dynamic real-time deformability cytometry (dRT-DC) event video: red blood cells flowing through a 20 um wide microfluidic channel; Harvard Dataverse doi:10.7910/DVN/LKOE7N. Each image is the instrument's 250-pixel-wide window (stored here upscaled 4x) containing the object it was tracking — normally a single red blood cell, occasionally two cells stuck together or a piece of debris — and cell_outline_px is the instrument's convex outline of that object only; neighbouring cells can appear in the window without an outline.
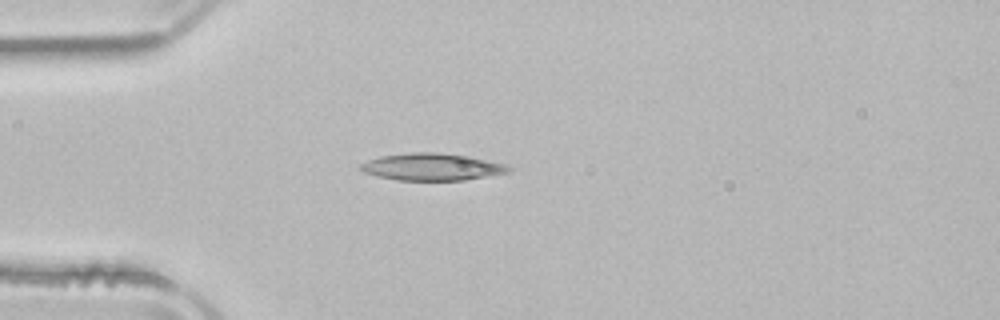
{"species": "common noctule bat (a hibernating species)", "species_latin": "Nyctalus noctula", "temperature_condition": "room temperature", "stored_images_in_passage": 38, "camera_frame_rate_fps": 3000, "um_per_image_px": 0.085, "animal": {"sex": "male", "body_mass_g": 21.5, "forearm_length_mm": 52.0}, "frame": {"image": 1, "passage_image": 1, "time_ms": 0.0, "image_size_px": [1000, 320], "cell_outline_px": [[512, 172], [464, 180], [396, 180], [376, 176], [364, 172], [360, 168], [360, 164], [368, 160], [380, 156], [408, 152], [436, 152], [468, 156], [508, 164], [512, 168]], "centroid_in_image_um": [36.75, 14.18], "position_along_channel_um": 48.3, "area_um2": 23.58}}
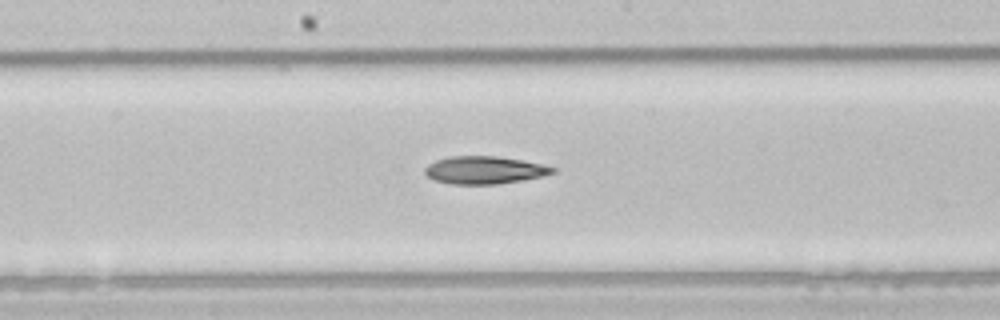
{"frame": {"image": 2, "passage_image": 14, "time_ms": 4.333, "image_size_px": [1000, 320], "cell_outline_px": [[556, 172], [524, 180], [496, 184], [452, 184], [436, 180], [428, 176], [424, 172], [424, 168], [428, 164], [436, 160], [452, 156], [496, 156], [520, 160], [540, 164], [556, 168]], "centroid_in_image_um": [41.16, 14.45], "position_along_channel_um": 207.0, "area_um2": 20.35}}
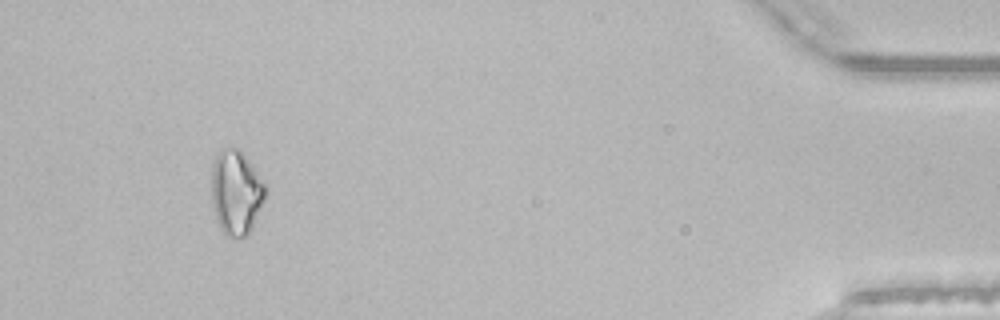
{"frame": {"image": 3, "passage_image": 35, "time_ms": 11.333, "image_size_px": [1000, 320], "cell_outline_px": [[268, 188], [264, 200], [248, 232], [244, 236], [232, 240], [220, 228], [216, 220], [212, 204], [212, 164], [220, 148], [240, 148], [268, 184]], "centroid_in_image_um": [20.08, 16.31], "position_along_channel_um": 415.1, "area_um2": 26.88}, "authors_computed_cell_mechanics": {"area_um2": 21.2993, "velocity_mm_per_s": 3.9707, "shape_relaxation_time_tau1_ms": 9.1221, "shape_relaxation_time_tau2_ms": null, "deformation_change_tau1": 0.1846, "deformation_change_tau2": null}}